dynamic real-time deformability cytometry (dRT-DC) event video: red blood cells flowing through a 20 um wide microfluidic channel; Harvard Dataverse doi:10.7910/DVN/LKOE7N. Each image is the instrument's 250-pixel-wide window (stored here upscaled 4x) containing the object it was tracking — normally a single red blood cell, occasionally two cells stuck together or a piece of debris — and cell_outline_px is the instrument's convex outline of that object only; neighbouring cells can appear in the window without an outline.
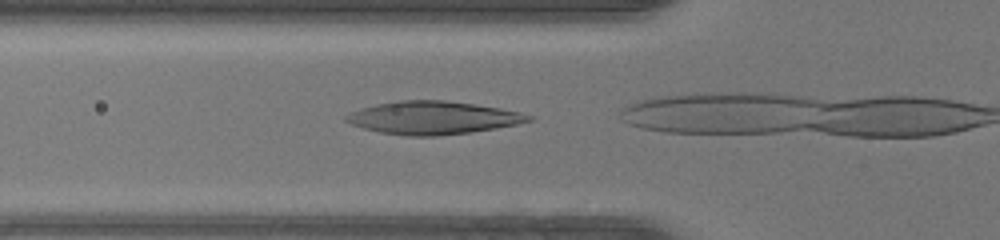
{"species": "human", "species_latin": "Homo sapiens", "temperature_condition": "warm", "stored_images_in_passage": 6, "camera_frame_rate_fps": 3000, "um_per_image_px": 0.085, "donor": {"sex": "female"}, "frame": {"image": 1, "passage_image": 2, "time_ms": 0.333, "image_size_px": [1000, 240], "cell_outline_px": [[532, 120], [516, 124], [496, 128], [468, 132], [436, 136], [408, 136], [380, 132], [364, 128], [352, 124], [344, 120], [344, 116], [360, 108], [376, 104], [400, 100], [444, 100], [500, 108], [520, 112], [532, 116]], "centroid_in_image_um": [36.77, 10.01], "position_along_channel_um": 89.0, "area_um2": 34.68}}